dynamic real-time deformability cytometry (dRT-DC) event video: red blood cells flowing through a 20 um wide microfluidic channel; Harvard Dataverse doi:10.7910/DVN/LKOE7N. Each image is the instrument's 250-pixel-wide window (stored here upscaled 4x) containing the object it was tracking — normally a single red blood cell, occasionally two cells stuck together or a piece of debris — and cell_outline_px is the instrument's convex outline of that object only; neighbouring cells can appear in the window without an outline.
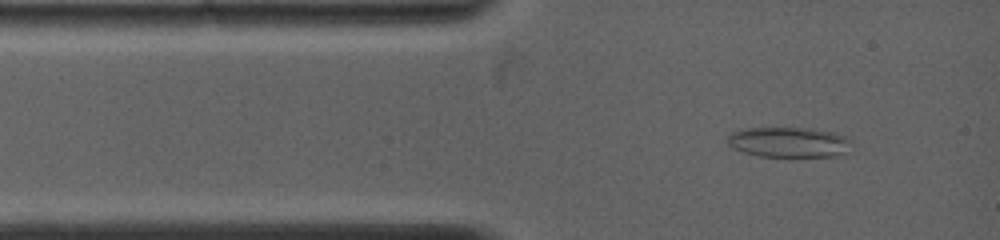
{"species": "common noctule bat (a hibernating species)", "species_latin": "Nyctalus noctula", "temperature_condition": "warm", "stored_images_in_passage": 74, "camera_frame_rate_fps": 5000, "um_per_image_px": 0.085, "animal": {"sex": "female", "body_mass_g": 19.0, "forearm_length_mm": 53.3}, "frame": {"image": 1, "passage_image": 5, "time_ms": 0.8, "image_size_px": [1000, 240], "cell_outline_px": [[852, 140], [844, 156], [760, 156], [744, 152], [732, 148], [728, 144], [728, 136], [732, 132], [744, 128], [812, 128], [836, 132]], "centroid_in_image_um": [67.08, 12.08], "position_along_channel_um": 17.9, "area_um2": 21.96}}
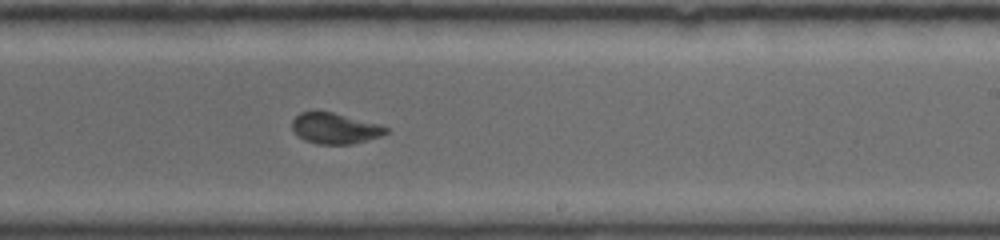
{"frame": {"image": 2, "passage_image": 35, "time_ms": 7.4, "image_size_px": [1000, 240], "cell_outline_px": [[388, 132], [380, 136], [368, 140], [352, 144], [316, 144], [304, 140], [292, 128], [292, 120], [300, 112], [332, 112], [380, 124], [388, 128]], "centroid_in_image_um": [28.49, 10.92], "position_along_channel_um": 260.5, "area_um2": 16.7}}
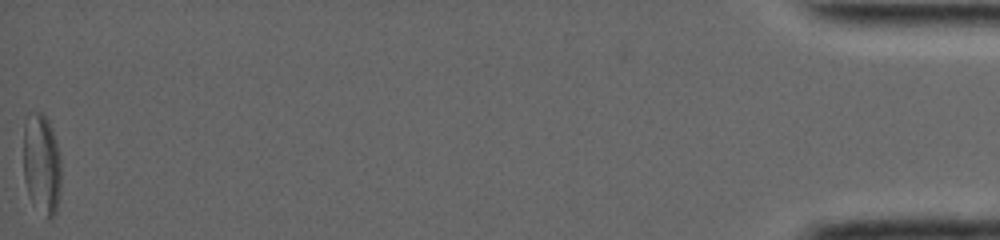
{"frame": {"image": 3, "passage_image": 74, "time_ms": 15.8, "image_size_px": [1000, 240], "cell_outline_px": [[60, 196], [56, 212], [52, 220], [48, 220], [32, 204], [24, 180], [24, 124], [28, 112], [40, 112], [48, 120], [56, 140], [60, 156]], "centroid_in_image_um": [3.54, 13.99], "position_along_channel_um": 431.7, "area_um2": 22.48}, "authors_computed_cell_mechanics": {"area_um2": 18.6694, "velocity_mm_per_s": 3.9994, "shape_relaxation_time_tau1_ms": 8.2927, "shape_relaxation_time_tau2_ms": 2.2088, "deformation_change_tau1": 0.1863, "deformation_change_tau2": 0.0673}}